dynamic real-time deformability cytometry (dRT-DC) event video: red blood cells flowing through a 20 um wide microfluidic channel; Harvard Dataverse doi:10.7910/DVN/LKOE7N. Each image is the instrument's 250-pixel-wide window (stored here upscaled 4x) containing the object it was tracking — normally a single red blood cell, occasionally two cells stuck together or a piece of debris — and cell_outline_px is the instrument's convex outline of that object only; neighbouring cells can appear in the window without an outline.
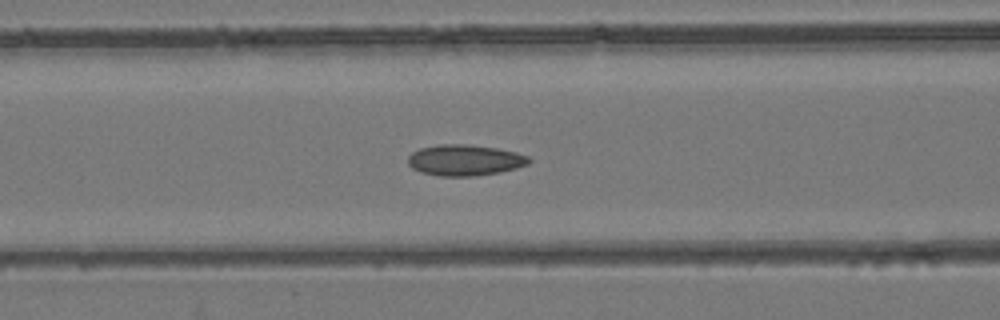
{"species": "common noctule bat (a hibernating species)", "species_latin": "Nyctalus noctula", "temperature_condition": "room temperature", "stored_images_in_passage": 28, "camera_frame_rate_fps": 3000, "um_per_image_px": 0.085, "animal": {"sex": "female", "body_mass_g": 24.6, "forearm_length_mm": 56.2}, "frame": {"image": 1, "passage_image": 15, "time_ms": 4.667, "image_size_px": [1000, 320], "cell_outline_px": [[532, 160], [528, 164], [516, 168], [500, 172], [472, 176], [440, 176], [420, 172], [412, 168], [408, 164], [408, 156], [412, 152], [420, 148], [440, 144], [464, 144], [496, 148], [516, 152], [528, 156]], "centroid_in_image_um": [39.5, 13.61], "position_along_channel_um": 127.1, "area_um2": 21.85}}
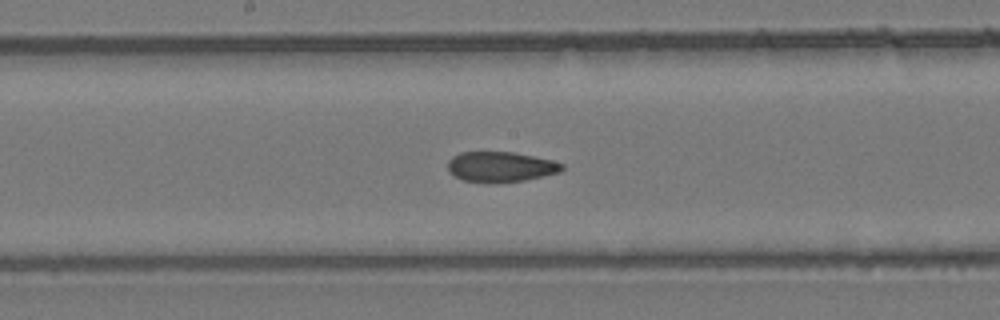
{"frame": {"image": 2, "passage_image": 21, "time_ms": 6.667, "image_size_px": [1000, 320], "cell_outline_px": [[564, 168], [560, 172], [524, 180], [496, 184], [488, 184], [464, 180], [448, 172], [448, 160], [452, 156], [460, 152], [512, 152], [552, 160], [564, 164]], "centroid_in_image_um": [42.53, 14.19], "position_along_channel_um": 205.7, "area_um2": 20.35}}
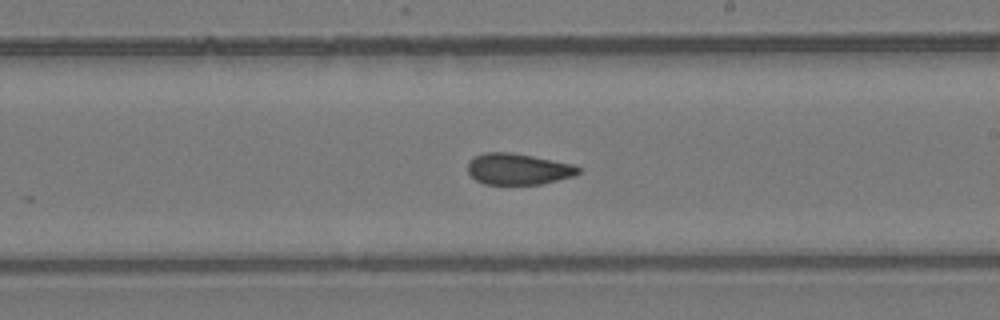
{"frame": {"image": 3, "passage_image": 24, "time_ms": 7.667, "image_size_px": [1000, 320], "cell_outline_px": [[580, 172], [572, 176], [540, 184], [484, 184], [476, 180], [468, 172], [468, 164], [476, 156], [484, 152], [512, 152], [572, 164], [580, 168]], "centroid_in_image_um": [44.02, 14.36], "position_along_channel_um": 245.0, "area_um2": 19.83}}